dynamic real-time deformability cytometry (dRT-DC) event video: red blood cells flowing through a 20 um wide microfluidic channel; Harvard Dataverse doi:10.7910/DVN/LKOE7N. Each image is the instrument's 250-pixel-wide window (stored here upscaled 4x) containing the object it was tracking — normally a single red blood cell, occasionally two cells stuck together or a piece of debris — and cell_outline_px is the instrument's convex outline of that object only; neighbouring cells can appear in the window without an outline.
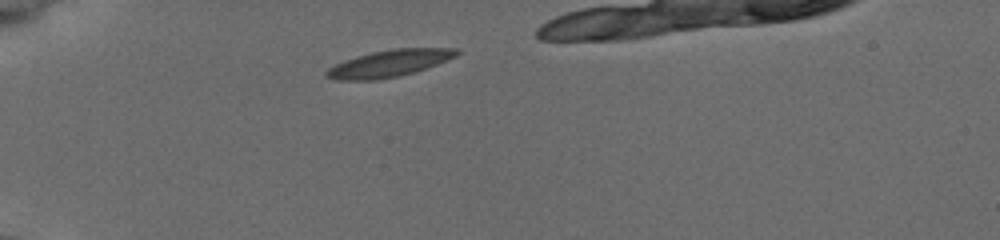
{"species": "common noctule bat (a hibernating species)", "species_latin": "Nyctalus noctula", "temperature_condition": "cold", "stored_images_in_passage": 34, "camera_frame_rate_fps": 3000, "um_per_image_px": 0.085, "animal": {"sex": "female", "body_mass_g": 19.5, "forearm_length_mm": 54.1}, "frame": {"image": 1, "passage_image": 1, "time_ms": 0.0, "image_size_px": [1000, 240], "cell_outline_px": [[460, 52], [456, 56], [436, 64], [412, 72], [396, 76], [376, 80], [336, 80], [328, 76], [324, 72], [328, 68], [344, 60], [356, 56], [372, 52], [396, 48], [460, 48]], "centroid_in_image_um": [33.07, 5.37], "position_along_channel_um": 51.9, "area_um2": 20.06}}
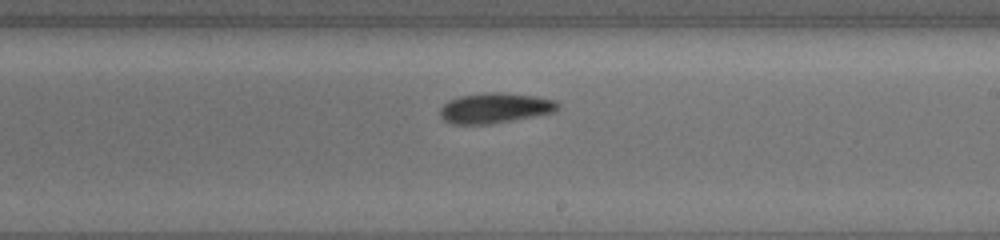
{"frame": {"image": 2, "passage_image": 19, "time_ms": 6.0, "image_size_px": [1000, 240], "cell_outline_px": [[560, 104], [552, 112], [492, 124], [452, 124], [444, 120], [440, 116], [440, 108], [448, 100], [460, 96], [488, 92], [504, 92], [536, 96], [556, 100]], "centroid_in_image_um": [42.04, 9.17], "position_along_channel_um": 247.0, "area_um2": 20.69}}
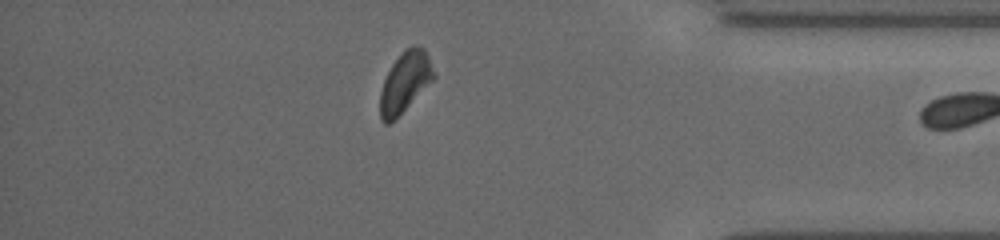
{"frame": {"image": 3, "passage_image": 33, "time_ms": 10.667, "image_size_px": [1000, 240], "cell_outline_px": [[436, 76], [388, 124], [384, 124], [380, 120], [380, 92], [384, 80], [392, 64], [404, 48], [424, 48], [428, 56]], "centroid_in_image_um": [34.39, 6.97], "position_along_channel_um": 400.8, "area_um2": 18.03}}